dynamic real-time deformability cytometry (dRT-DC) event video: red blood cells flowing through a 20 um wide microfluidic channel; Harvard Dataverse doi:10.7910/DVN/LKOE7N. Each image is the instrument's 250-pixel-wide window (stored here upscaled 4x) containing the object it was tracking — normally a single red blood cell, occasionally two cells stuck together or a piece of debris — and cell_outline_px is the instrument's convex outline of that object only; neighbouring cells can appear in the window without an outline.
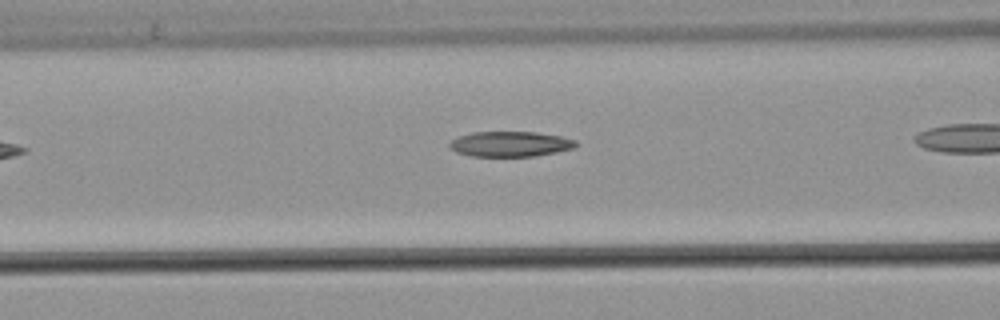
{"species": "common noctule bat (a hibernating species)", "species_latin": "Nyctalus noctula", "temperature_condition": "warm", "stored_images_in_passage": 4, "camera_frame_rate_fps": 3000, "um_per_image_px": 0.085, "animal": {"sex": "male", "body_mass_g": 21.5, "forearm_length_mm": 52.0}, "frame": {"image": 1, "passage_image": 4, "time_ms": 1.0, "image_size_px": [1000, 320], "cell_outline_px": [[576, 144], [572, 148], [556, 152], [536, 156], [472, 156], [456, 152], [448, 148], [448, 144], [452, 140], [460, 136], [472, 132], [536, 132], [560, 136], [576, 140]], "centroid_in_image_um": [43.34, 12.24], "position_along_channel_um": 123.3, "area_um2": 18.5}}